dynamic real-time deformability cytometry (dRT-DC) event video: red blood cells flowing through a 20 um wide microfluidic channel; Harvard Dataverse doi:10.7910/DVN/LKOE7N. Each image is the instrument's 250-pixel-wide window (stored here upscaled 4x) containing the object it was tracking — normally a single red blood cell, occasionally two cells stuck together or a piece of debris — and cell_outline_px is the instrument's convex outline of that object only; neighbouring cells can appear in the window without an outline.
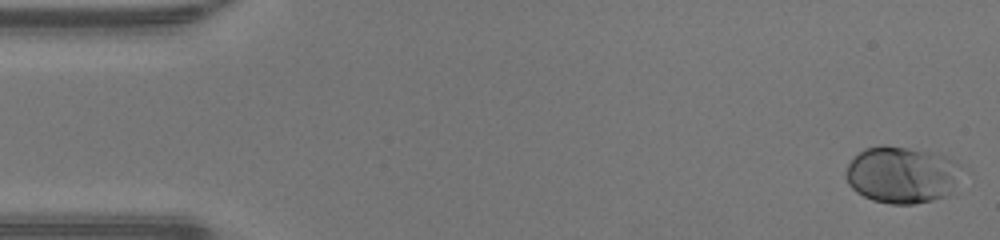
{"species": "human", "species_latin": "Homo sapiens", "temperature_condition": "warm", "stored_images_in_passage": 48, "camera_frame_rate_fps": 3000, "um_per_image_px": 0.085, "donor": {"sex": "male"}, "frame": {"image": 1, "passage_image": 1, "time_ms": 0.0, "image_size_px": [1000, 240], "cell_outline_px": [[960, 164], [948, 196], [932, 200], [912, 204], [892, 204], [872, 200], [856, 192], [848, 184], [844, 176], [848, 164], [864, 148], [880, 144], [884, 144], [932, 152], [944, 156]], "centroid_in_image_um": [76.57, 14.85], "position_along_channel_um": 8.4, "area_um2": 37.92}}
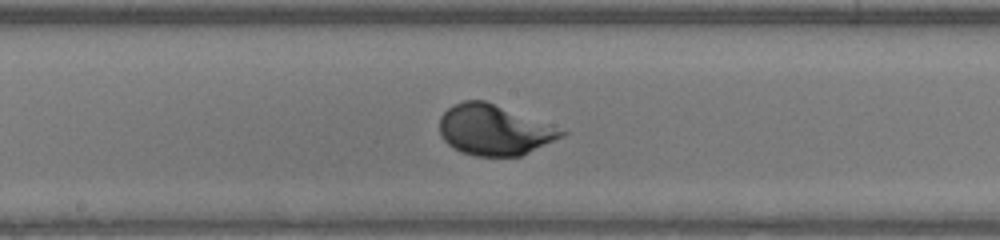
{"frame": {"image": 2, "passage_image": 25, "time_ms": 8.0, "image_size_px": [1000, 240], "cell_outline_px": [[568, 132], [564, 136], [520, 156], [476, 156], [460, 152], [452, 148], [440, 136], [440, 116], [452, 104], [464, 100], [484, 100]], "centroid_in_image_um": [41.94, 11.06], "position_along_channel_um": 206.3, "area_um2": 35.43}}
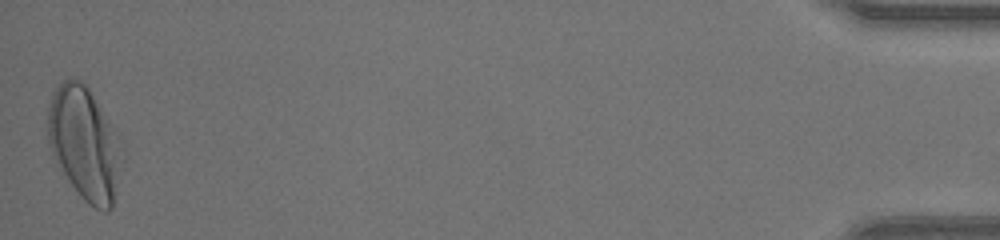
{"frame": {"image": 3, "passage_image": 48, "time_ms": 15.667, "image_size_px": [1000, 240], "cell_outline_px": [[124, 160], [112, 208], [108, 212], [104, 212], [88, 204], [80, 196], [52, 156], [48, 144], [48, 104], [52, 92], [64, 80], [80, 80], [88, 88], [120, 136], [124, 148]], "centroid_in_image_um": [7.23, 12.23], "position_along_channel_um": 428.0, "area_um2": 49.3}}